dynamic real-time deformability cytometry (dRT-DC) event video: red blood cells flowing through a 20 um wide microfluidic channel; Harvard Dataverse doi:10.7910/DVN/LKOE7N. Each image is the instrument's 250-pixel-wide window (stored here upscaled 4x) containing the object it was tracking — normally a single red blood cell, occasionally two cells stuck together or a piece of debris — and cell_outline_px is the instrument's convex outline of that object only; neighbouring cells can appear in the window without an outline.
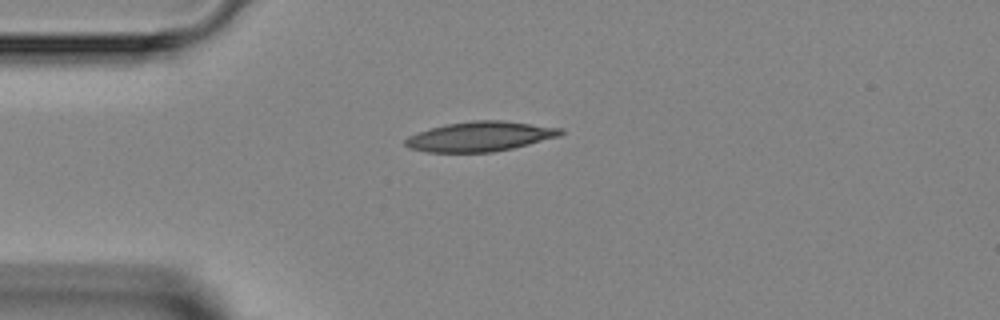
{"species": "Egyptian fruit bat (a non-hibernating species)", "species_latin": "Rousettus aegyptiacus", "temperature_condition": "room temperature", "stored_images_in_passage": 3, "camera_frame_rate_fps": 3000, "um_per_image_px": 0.085, "animal": {"sex": "female"}, "frame": {"image": 1, "passage_image": 3, "time_ms": 2.333, "image_size_px": [1000, 320], "cell_outline_px": [[564, 132], [560, 136], [512, 148], [492, 152], [428, 152], [408, 148], [404, 144], [404, 140], [408, 136], [432, 128], [448, 124], [472, 120], [504, 120], [564, 128]], "centroid_in_image_um": [40.83, 11.59], "position_along_channel_um": 44.2, "area_um2": 26.88}}